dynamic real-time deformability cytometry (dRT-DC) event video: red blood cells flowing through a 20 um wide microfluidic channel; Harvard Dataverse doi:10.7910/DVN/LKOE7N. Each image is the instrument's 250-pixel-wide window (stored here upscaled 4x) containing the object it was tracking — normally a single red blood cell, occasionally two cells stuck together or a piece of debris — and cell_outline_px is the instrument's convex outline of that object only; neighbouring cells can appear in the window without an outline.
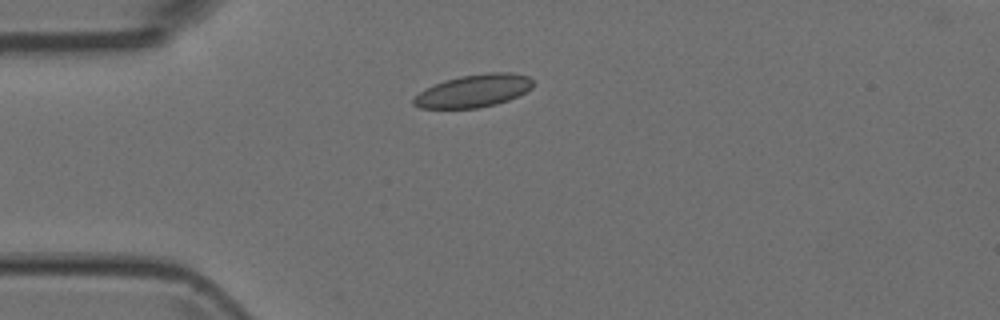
{"species": "Egyptian fruit bat (a non-hibernating species)", "species_latin": "Rousettus aegyptiacus", "temperature_condition": "room temperature", "stored_images_in_passage": 2, "camera_frame_rate_fps": 3000, "um_per_image_px": 0.085, "animal": {"sex": "female"}, "frame": {"image": 1, "passage_image": 1, "time_ms": 0.0, "image_size_px": [1000, 320], "cell_outline_px": [[532, 88], [508, 100], [496, 104], [476, 108], [420, 108], [412, 104], [412, 100], [424, 88], [444, 80], [460, 76], [488, 72], [512, 72], [528, 76], [532, 80]], "centroid_in_image_um": [40.23, 7.71], "position_along_channel_um": 44.8, "area_um2": 22.72}}